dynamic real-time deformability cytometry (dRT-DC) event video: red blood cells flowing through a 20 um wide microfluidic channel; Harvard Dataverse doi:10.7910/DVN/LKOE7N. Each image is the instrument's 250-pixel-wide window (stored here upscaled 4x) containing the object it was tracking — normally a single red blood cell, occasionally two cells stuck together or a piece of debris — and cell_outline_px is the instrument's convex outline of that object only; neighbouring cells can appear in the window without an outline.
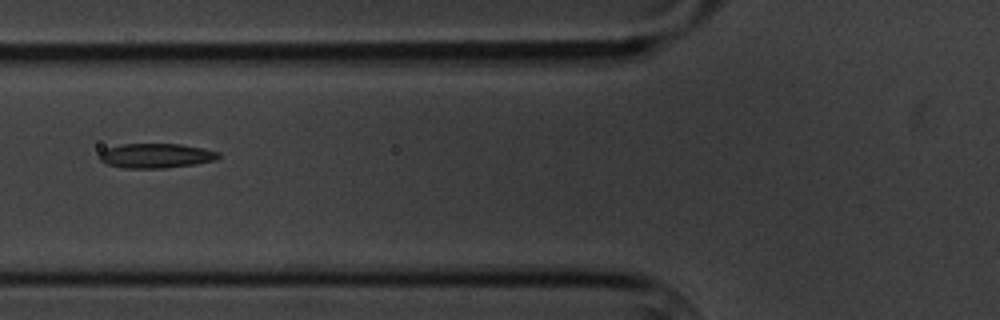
{"species": "common noctule bat (a hibernating species)", "species_latin": "Nyctalus noctula", "temperature_condition": "cold", "stored_images_in_passage": 12, "camera_frame_rate_fps": 3000, "um_per_image_px": 0.085, "animal": {"sex": "male", "body_mass_g": 20.1, "forearm_length_mm": 53.5}, "frame": {"image": 1, "passage_image": 6, "time_ms": 6.667, "image_size_px": [1000, 320], "cell_outline_px": [[220, 156], [216, 160], [196, 164], [164, 168], [124, 168], [108, 164], [100, 160], [96, 156], [104, 148], [120, 144], [180, 144], [204, 148], [220, 152]], "centroid_in_image_um": [13.24, 13.23], "position_along_channel_um": 112.6, "area_um2": 17.28}}
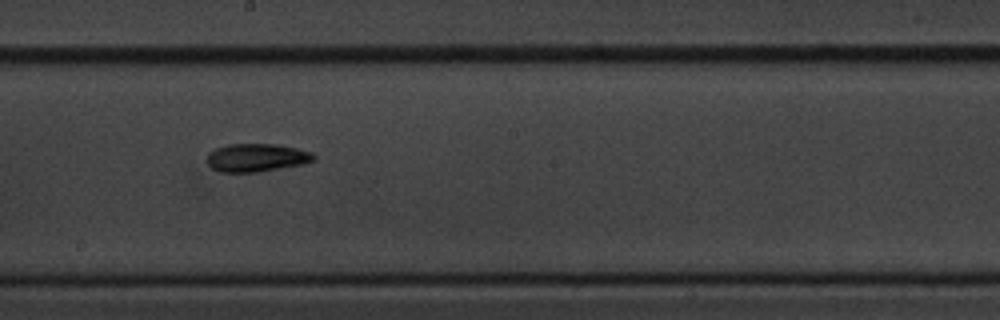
{"frame": {"image": 2, "passage_image": 9, "time_ms": 10.0, "image_size_px": [1000, 320], "cell_outline_px": [[316, 160], [300, 164], [260, 172], [220, 172], [212, 168], [208, 164], [208, 152], [216, 148], [228, 144], [276, 144], [296, 148], [312, 152], [316, 156]], "centroid_in_image_um": [21.8, 13.4], "position_along_channel_um": 226.4, "area_um2": 17.46}}
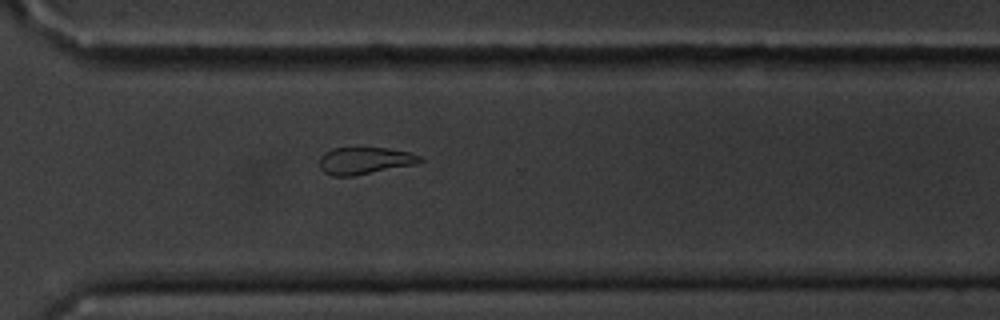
{"frame": {"image": 3, "passage_image": 12, "time_ms": 13.333, "image_size_px": [1000, 320], "cell_outline_px": [[424, 160], [420, 164], [356, 176], [332, 176], [324, 172], [320, 168], [320, 156], [324, 152], [332, 148], [388, 148], [408, 152], [420, 156]], "centroid_in_image_um": [31.03, 13.67], "position_along_channel_um": 339.6, "area_um2": 16.18}}